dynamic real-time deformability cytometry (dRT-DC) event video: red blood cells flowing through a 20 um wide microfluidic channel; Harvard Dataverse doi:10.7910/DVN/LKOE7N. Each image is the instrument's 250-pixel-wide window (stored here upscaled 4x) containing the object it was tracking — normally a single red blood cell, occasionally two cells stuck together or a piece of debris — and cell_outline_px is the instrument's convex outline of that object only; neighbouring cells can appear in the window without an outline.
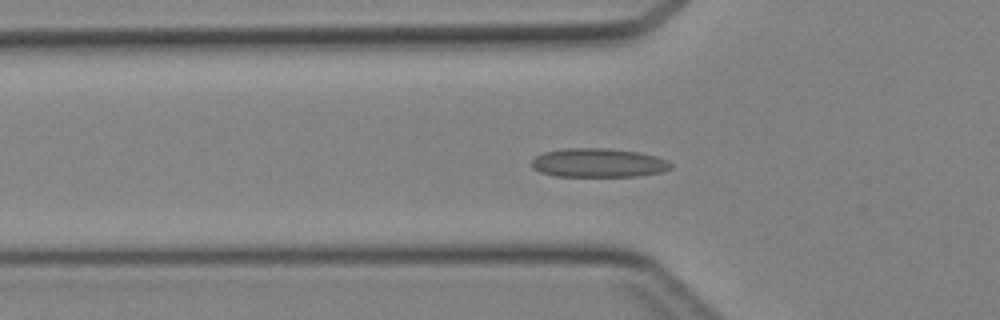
{"species": "Egyptian fruit bat (a non-hibernating species)", "species_latin": "Rousettus aegyptiacus", "temperature_condition": "cold", "stored_images_in_passage": 37, "camera_frame_rate_fps": 3000, "um_per_image_px": 0.085, "animal": {"sex": "female"}, "frame": {"image": 1, "passage_image": 6, "time_ms": 1.667, "image_size_px": [1000, 320], "cell_outline_px": [[672, 168], [660, 172], [640, 176], [556, 176], [540, 172], [532, 168], [532, 160], [536, 156], [544, 152], [564, 148], [604, 148], [640, 152], [656, 156], [668, 160], [672, 164]], "centroid_in_image_um": [50.87, 13.84], "position_along_channel_um": 74.9, "area_um2": 23.52}}
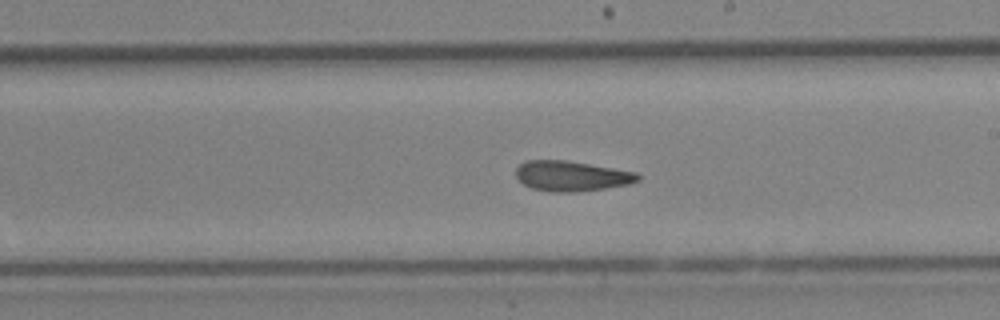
{"frame": {"image": 2, "passage_image": 17, "time_ms": 5.333, "image_size_px": [1000, 320], "cell_outline_px": [[640, 180], [632, 184], [576, 192], [548, 192], [532, 188], [524, 184], [516, 176], [516, 168], [524, 160], [568, 160], [636, 172], [640, 176]], "centroid_in_image_um": [48.59, 14.96], "position_along_channel_um": 240.4, "area_um2": 21.62}}
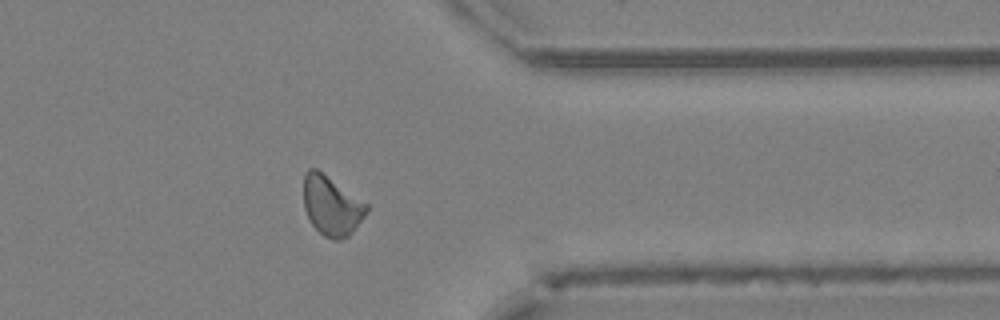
{"frame": {"image": 3, "passage_image": 27, "time_ms": 8.667, "image_size_px": [1000, 320], "cell_outline_px": [[368, 212], [348, 236], [340, 240], [332, 240], [324, 236], [312, 224], [304, 208], [304, 172], [308, 168], [316, 168], [368, 204]], "centroid_in_image_um": [28.18, 17.48], "position_along_channel_um": 383.2, "area_um2": 21.68}}